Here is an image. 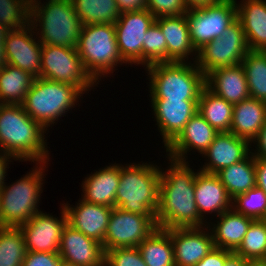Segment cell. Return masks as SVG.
I'll return each mask as SVG.
<instances>
[{"label": "cell", "instance_id": "obj_1", "mask_svg": "<svg viewBox=\"0 0 266 266\" xmlns=\"http://www.w3.org/2000/svg\"><path fill=\"white\" fill-rule=\"evenodd\" d=\"M168 159L170 165L167 171L162 172L161 169L159 204L155 215L157 227L171 229L206 226L208 222L199 215L195 201L197 172L190 168L188 161Z\"/></svg>", "mask_w": 266, "mask_h": 266}, {"label": "cell", "instance_id": "obj_2", "mask_svg": "<svg viewBox=\"0 0 266 266\" xmlns=\"http://www.w3.org/2000/svg\"><path fill=\"white\" fill-rule=\"evenodd\" d=\"M46 131L22 105L0 104V152L22 162L48 163Z\"/></svg>", "mask_w": 266, "mask_h": 266}, {"label": "cell", "instance_id": "obj_3", "mask_svg": "<svg viewBox=\"0 0 266 266\" xmlns=\"http://www.w3.org/2000/svg\"><path fill=\"white\" fill-rule=\"evenodd\" d=\"M31 0L30 25L41 44L76 48L83 27L71 0ZM39 24V25H38ZM40 28H37V27ZM41 29V30H40Z\"/></svg>", "mask_w": 266, "mask_h": 266}, {"label": "cell", "instance_id": "obj_4", "mask_svg": "<svg viewBox=\"0 0 266 266\" xmlns=\"http://www.w3.org/2000/svg\"><path fill=\"white\" fill-rule=\"evenodd\" d=\"M161 168L154 164L121 165L115 207L136 214L155 216L159 204Z\"/></svg>", "mask_w": 266, "mask_h": 266}, {"label": "cell", "instance_id": "obj_5", "mask_svg": "<svg viewBox=\"0 0 266 266\" xmlns=\"http://www.w3.org/2000/svg\"><path fill=\"white\" fill-rule=\"evenodd\" d=\"M145 69L151 100L199 101L206 86L205 75L195 61L154 63Z\"/></svg>", "mask_w": 266, "mask_h": 266}, {"label": "cell", "instance_id": "obj_6", "mask_svg": "<svg viewBox=\"0 0 266 266\" xmlns=\"http://www.w3.org/2000/svg\"><path fill=\"white\" fill-rule=\"evenodd\" d=\"M36 167L24 177L7 186L0 187L1 227H19L40 212L38 203L44 181L46 162L36 163Z\"/></svg>", "mask_w": 266, "mask_h": 266}, {"label": "cell", "instance_id": "obj_7", "mask_svg": "<svg viewBox=\"0 0 266 266\" xmlns=\"http://www.w3.org/2000/svg\"><path fill=\"white\" fill-rule=\"evenodd\" d=\"M83 94L74 85L38 77L26 94L22 106L33 120L47 130L60 117L66 116V112L76 107L75 103Z\"/></svg>", "mask_w": 266, "mask_h": 266}, {"label": "cell", "instance_id": "obj_8", "mask_svg": "<svg viewBox=\"0 0 266 266\" xmlns=\"http://www.w3.org/2000/svg\"><path fill=\"white\" fill-rule=\"evenodd\" d=\"M76 48L86 71L96 82L113 73L115 66L126 64L119 52L114 24L83 25Z\"/></svg>", "mask_w": 266, "mask_h": 266}, {"label": "cell", "instance_id": "obj_9", "mask_svg": "<svg viewBox=\"0 0 266 266\" xmlns=\"http://www.w3.org/2000/svg\"><path fill=\"white\" fill-rule=\"evenodd\" d=\"M40 78L74 85L84 94L99 84L86 71L77 48L47 44H42Z\"/></svg>", "mask_w": 266, "mask_h": 266}, {"label": "cell", "instance_id": "obj_10", "mask_svg": "<svg viewBox=\"0 0 266 266\" xmlns=\"http://www.w3.org/2000/svg\"><path fill=\"white\" fill-rule=\"evenodd\" d=\"M236 0H217L212 4L191 8L186 13L190 40L196 51L217 39L237 20Z\"/></svg>", "mask_w": 266, "mask_h": 266}, {"label": "cell", "instance_id": "obj_11", "mask_svg": "<svg viewBox=\"0 0 266 266\" xmlns=\"http://www.w3.org/2000/svg\"><path fill=\"white\" fill-rule=\"evenodd\" d=\"M249 51L241 22L237 19L221 36L197 51L196 65L206 76L211 71L241 64Z\"/></svg>", "mask_w": 266, "mask_h": 266}, {"label": "cell", "instance_id": "obj_12", "mask_svg": "<svg viewBox=\"0 0 266 266\" xmlns=\"http://www.w3.org/2000/svg\"><path fill=\"white\" fill-rule=\"evenodd\" d=\"M155 216H146L114 207L104 237V251L140 245L155 229Z\"/></svg>", "mask_w": 266, "mask_h": 266}, {"label": "cell", "instance_id": "obj_13", "mask_svg": "<svg viewBox=\"0 0 266 266\" xmlns=\"http://www.w3.org/2000/svg\"><path fill=\"white\" fill-rule=\"evenodd\" d=\"M154 22L155 17L147 9L120 13L114 26L119 52L126 63L143 65L145 33Z\"/></svg>", "mask_w": 266, "mask_h": 266}, {"label": "cell", "instance_id": "obj_14", "mask_svg": "<svg viewBox=\"0 0 266 266\" xmlns=\"http://www.w3.org/2000/svg\"><path fill=\"white\" fill-rule=\"evenodd\" d=\"M61 210L60 219L40 210L28 222L19 226L27 252L58 253L62 231L68 223L64 206Z\"/></svg>", "mask_w": 266, "mask_h": 266}, {"label": "cell", "instance_id": "obj_15", "mask_svg": "<svg viewBox=\"0 0 266 266\" xmlns=\"http://www.w3.org/2000/svg\"><path fill=\"white\" fill-rule=\"evenodd\" d=\"M34 30L29 24L19 30L7 31L3 48L6 64L18 67L38 78L41 73L42 44L35 40Z\"/></svg>", "mask_w": 266, "mask_h": 266}, {"label": "cell", "instance_id": "obj_16", "mask_svg": "<svg viewBox=\"0 0 266 266\" xmlns=\"http://www.w3.org/2000/svg\"><path fill=\"white\" fill-rule=\"evenodd\" d=\"M58 253L62 262L74 266H105L103 245L68 223L62 231Z\"/></svg>", "mask_w": 266, "mask_h": 266}, {"label": "cell", "instance_id": "obj_17", "mask_svg": "<svg viewBox=\"0 0 266 266\" xmlns=\"http://www.w3.org/2000/svg\"><path fill=\"white\" fill-rule=\"evenodd\" d=\"M207 230L208 225L203 228L170 229L175 266H195L214 249L211 232Z\"/></svg>", "mask_w": 266, "mask_h": 266}, {"label": "cell", "instance_id": "obj_18", "mask_svg": "<svg viewBox=\"0 0 266 266\" xmlns=\"http://www.w3.org/2000/svg\"><path fill=\"white\" fill-rule=\"evenodd\" d=\"M151 104L165 148L198 112V101L151 100Z\"/></svg>", "mask_w": 266, "mask_h": 266}, {"label": "cell", "instance_id": "obj_19", "mask_svg": "<svg viewBox=\"0 0 266 266\" xmlns=\"http://www.w3.org/2000/svg\"><path fill=\"white\" fill-rule=\"evenodd\" d=\"M250 148L251 143L248 140L239 138L231 132H218L203 154L209 162L200 170L216 174L221 169L245 159L251 153Z\"/></svg>", "mask_w": 266, "mask_h": 266}, {"label": "cell", "instance_id": "obj_20", "mask_svg": "<svg viewBox=\"0 0 266 266\" xmlns=\"http://www.w3.org/2000/svg\"><path fill=\"white\" fill-rule=\"evenodd\" d=\"M218 132L197 112L179 135L166 147L168 157L186 161L187 152L195 149L204 154ZM190 150V151H189Z\"/></svg>", "mask_w": 266, "mask_h": 266}, {"label": "cell", "instance_id": "obj_21", "mask_svg": "<svg viewBox=\"0 0 266 266\" xmlns=\"http://www.w3.org/2000/svg\"><path fill=\"white\" fill-rule=\"evenodd\" d=\"M62 205L66 210L69 225L103 244L112 207L89 203L82 199L75 207H71L68 202Z\"/></svg>", "mask_w": 266, "mask_h": 266}, {"label": "cell", "instance_id": "obj_22", "mask_svg": "<svg viewBox=\"0 0 266 266\" xmlns=\"http://www.w3.org/2000/svg\"><path fill=\"white\" fill-rule=\"evenodd\" d=\"M232 198L216 174L197 172L195 201L199 215L216 213L217 217L232 208Z\"/></svg>", "mask_w": 266, "mask_h": 266}, {"label": "cell", "instance_id": "obj_23", "mask_svg": "<svg viewBox=\"0 0 266 266\" xmlns=\"http://www.w3.org/2000/svg\"><path fill=\"white\" fill-rule=\"evenodd\" d=\"M206 87L232 105L250 98L242 64L217 68L205 76Z\"/></svg>", "mask_w": 266, "mask_h": 266}, {"label": "cell", "instance_id": "obj_24", "mask_svg": "<svg viewBox=\"0 0 266 266\" xmlns=\"http://www.w3.org/2000/svg\"><path fill=\"white\" fill-rule=\"evenodd\" d=\"M167 43V62H187L189 55L197 51L190 40L189 26L185 14L155 18ZM192 53V54H191Z\"/></svg>", "mask_w": 266, "mask_h": 266}, {"label": "cell", "instance_id": "obj_25", "mask_svg": "<svg viewBox=\"0 0 266 266\" xmlns=\"http://www.w3.org/2000/svg\"><path fill=\"white\" fill-rule=\"evenodd\" d=\"M121 165L106 166L83 181L82 200L97 205L115 207V196L119 186Z\"/></svg>", "mask_w": 266, "mask_h": 266}, {"label": "cell", "instance_id": "obj_26", "mask_svg": "<svg viewBox=\"0 0 266 266\" xmlns=\"http://www.w3.org/2000/svg\"><path fill=\"white\" fill-rule=\"evenodd\" d=\"M237 5L249 50L266 51V3L264 0H242Z\"/></svg>", "mask_w": 266, "mask_h": 266}, {"label": "cell", "instance_id": "obj_27", "mask_svg": "<svg viewBox=\"0 0 266 266\" xmlns=\"http://www.w3.org/2000/svg\"><path fill=\"white\" fill-rule=\"evenodd\" d=\"M266 122V103L254 98L234 105L230 132L250 143Z\"/></svg>", "mask_w": 266, "mask_h": 266}, {"label": "cell", "instance_id": "obj_28", "mask_svg": "<svg viewBox=\"0 0 266 266\" xmlns=\"http://www.w3.org/2000/svg\"><path fill=\"white\" fill-rule=\"evenodd\" d=\"M218 218L219 221L217 224H213L212 229L210 223L207 224L214 246L234 252L242 243L243 237L254 219L237 213L233 208L225 211Z\"/></svg>", "mask_w": 266, "mask_h": 266}, {"label": "cell", "instance_id": "obj_29", "mask_svg": "<svg viewBox=\"0 0 266 266\" xmlns=\"http://www.w3.org/2000/svg\"><path fill=\"white\" fill-rule=\"evenodd\" d=\"M35 78L27 71L4 63L0 67V104L22 105Z\"/></svg>", "mask_w": 266, "mask_h": 266}, {"label": "cell", "instance_id": "obj_30", "mask_svg": "<svg viewBox=\"0 0 266 266\" xmlns=\"http://www.w3.org/2000/svg\"><path fill=\"white\" fill-rule=\"evenodd\" d=\"M216 175L234 199L256 186L255 157L250 153L245 159L221 169Z\"/></svg>", "mask_w": 266, "mask_h": 266}, {"label": "cell", "instance_id": "obj_31", "mask_svg": "<svg viewBox=\"0 0 266 266\" xmlns=\"http://www.w3.org/2000/svg\"><path fill=\"white\" fill-rule=\"evenodd\" d=\"M233 108L220 96L206 86L201 91L198 101V113L217 131L230 132Z\"/></svg>", "mask_w": 266, "mask_h": 266}, {"label": "cell", "instance_id": "obj_32", "mask_svg": "<svg viewBox=\"0 0 266 266\" xmlns=\"http://www.w3.org/2000/svg\"><path fill=\"white\" fill-rule=\"evenodd\" d=\"M137 248L147 266H175L170 229H155Z\"/></svg>", "mask_w": 266, "mask_h": 266}, {"label": "cell", "instance_id": "obj_33", "mask_svg": "<svg viewBox=\"0 0 266 266\" xmlns=\"http://www.w3.org/2000/svg\"><path fill=\"white\" fill-rule=\"evenodd\" d=\"M82 21L88 24H114L120 16L116 0H71Z\"/></svg>", "mask_w": 266, "mask_h": 266}, {"label": "cell", "instance_id": "obj_34", "mask_svg": "<svg viewBox=\"0 0 266 266\" xmlns=\"http://www.w3.org/2000/svg\"><path fill=\"white\" fill-rule=\"evenodd\" d=\"M241 64L250 97L266 103V51L249 50Z\"/></svg>", "mask_w": 266, "mask_h": 266}, {"label": "cell", "instance_id": "obj_35", "mask_svg": "<svg viewBox=\"0 0 266 266\" xmlns=\"http://www.w3.org/2000/svg\"><path fill=\"white\" fill-rule=\"evenodd\" d=\"M234 252L249 262H266V219L252 221Z\"/></svg>", "mask_w": 266, "mask_h": 266}, {"label": "cell", "instance_id": "obj_36", "mask_svg": "<svg viewBox=\"0 0 266 266\" xmlns=\"http://www.w3.org/2000/svg\"><path fill=\"white\" fill-rule=\"evenodd\" d=\"M26 252L19 227H0V266H22Z\"/></svg>", "mask_w": 266, "mask_h": 266}, {"label": "cell", "instance_id": "obj_37", "mask_svg": "<svg viewBox=\"0 0 266 266\" xmlns=\"http://www.w3.org/2000/svg\"><path fill=\"white\" fill-rule=\"evenodd\" d=\"M31 0H0V25L7 31L30 24Z\"/></svg>", "mask_w": 266, "mask_h": 266}, {"label": "cell", "instance_id": "obj_38", "mask_svg": "<svg viewBox=\"0 0 266 266\" xmlns=\"http://www.w3.org/2000/svg\"><path fill=\"white\" fill-rule=\"evenodd\" d=\"M232 208L254 220L266 219V193L255 186L246 193L237 195L232 200Z\"/></svg>", "mask_w": 266, "mask_h": 266}, {"label": "cell", "instance_id": "obj_39", "mask_svg": "<svg viewBox=\"0 0 266 266\" xmlns=\"http://www.w3.org/2000/svg\"><path fill=\"white\" fill-rule=\"evenodd\" d=\"M164 62H167V43L160 27L154 22L145 33L143 65L147 67L154 63Z\"/></svg>", "mask_w": 266, "mask_h": 266}, {"label": "cell", "instance_id": "obj_40", "mask_svg": "<svg viewBox=\"0 0 266 266\" xmlns=\"http://www.w3.org/2000/svg\"><path fill=\"white\" fill-rule=\"evenodd\" d=\"M105 266H147L137 247L105 251Z\"/></svg>", "mask_w": 266, "mask_h": 266}, {"label": "cell", "instance_id": "obj_41", "mask_svg": "<svg viewBox=\"0 0 266 266\" xmlns=\"http://www.w3.org/2000/svg\"><path fill=\"white\" fill-rule=\"evenodd\" d=\"M146 6L155 18L178 16L189 10L184 0H146Z\"/></svg>", "mask_w": 266, "mask_h": 266}, {"label": "cell", "instance_id": "obj_42", "mask_svg": "<svg viewBox=\"0 0 266 266\" xmlns=\"http://www.w3.org/2000/svg\"><path fill=\"white\" fill-rule=\"evenodd\" d=\"M61 262L59 253L26 252L22 266H59Z\"/></svg>", "mask_w": 266, "mask_h": 266}, {"label": "cell", "instance_id": "obj_43", "mask_svg": "<svg viewBox=\"0 0 266 266\" xmlns=\"http://www.w3.org/2000/svg\"><path fill=\"white\" fill-rule=\"evenodd\" d=\"M233 251L214 247L200 262L195 266H224L226 258Z\"/></svg>", "mask_w": 266, "mask_h": 266}, {"label": "cell", "instance_id": "obj_44", "mask_svg": "<svg viewBox=\"0 0 266 266\" xmlns=\"http://www.w3.org/2000/svg\"><path fill=\"white\" fill-rule=\"evenodd\" d=\"M252 142L257 144L255 147L256 151L254 150L255 153L251 152L255 159H266V122Z\"/></svg>", "mask_w": 266, "mask_h": 266}, {"label": "cell", "instance_id": "obj_45", "mask_svg": "<svg viewBox=\"0 0 266 266\" xmlns=\"http://www.w3.org/2000/svg\"><path fill=\"white\" fill-rule=\"evenodd\" d=\"M116 2L120 13L147 9L146 0H116Z\"/></svg>", "mask_w": 266, "mask_h": 266}, {"label": "cell", "instance_id": "obj_46", "mask_svg": "<svg viewBox=\"0 0 266 266\" xmlns=\"http://www.w3.org/2000/svg\"><path fill=\"white\" fill-rule=\"evenodd\" d=\"M256 186L266 193V159H255Z\"/></svg>", "mask_w": 266, "mask_h": 266}, {"label": "cell", "instance_id": "obj_47", "mask_svg": "<svg viewBox=\"0 0 266 266\" xmlns=\"http://www.w3.org/2000/svg\"><path fill=\"white\" fill-rule=\"evenodd\" d=\"M12 158V159H11ZM15 160L12 156L8 155V154H4L2 152H0V187L6 183L5 181V176H7V167L9 166L8 162H12L11 160ZM10 160V161H9Z\"/></svg>", "mask_w": 266, "mask_h": 266}, {"label": "cell", "instance_id": "obj_48", "mask_svg": "<svg viewBox=\"0 0 266 266\" xmlns=\"http://www.w3.org/2000/svg\"><path fill=\"white\" fill-rule=\"evenodd\" d=\"M249 261H247L242 256L232 252L225 261L224 266H247Z\"/></svg>", "mask_w": 266, "mask_h": 266}, {"label": "cell", "instance_id": "obj_49", "mask_svg": "<svg viewBox=\"0 0 266 266\" xmlns=\"http://www.w3.org/2000/svg\"><path fill=\"white\" fill-rule=\"evenodd\" d=\"M216 1L217 0H184L188 9L205 6L208 4H212Z\"/></svg>", "mask_w": 266, "mask_h": 266}, {"label": "cell", "instance_id": "obj_50", "mask_svg": "<svg viewBox=\"0 0 266 266\" xmlns=\"http://www.w3.org/2000/svg\"><path fill=\"white\" fill-rule=\"evenodd\" d=\"M5 63L3 40H0V67Z\"/></svg>", "mask_w": 266, "mask_h": 266}, {"label": "cell", "instance_id": "obj_51", "mask_svg": "<svg viewBox=\"0 0 266 266\" xmlns=\"http://www.w3.org/2000/svg\"><path fill=\"white\" fill-rule=\"evenodd\" d=\"M7 30L0 25V40H4L5 34H6Z\"/></svg>", "mask_w": 266, "mask_h": 266}, {"label": "cell", "instance_id": "obj_52", "mask_svg": "<svg viewBox=\"0 0 266 266\" xmlns=\"http://www.w3.org/2000/svg\"><path fill=\"white\" fill-rule=\"evenodd\" d=\"M247 266H266V262H249Z\"/></svg>", "mask_w": 266, "mask_h": 266}, {"label": "cell", "instance_id": "obj_53", "mask_svg": "<svg viewBox=\"0 0 266 266\" xmlns=\"http://www.w3.org/2000/svg\"><path fill=\"white\" fill-rule=\"evenodd\" d=\"M59 266H74V265L67 264V263H65V262H61Z\"/></svg>", "mask_w": 266, "mask_h": 266}]
</instances>
